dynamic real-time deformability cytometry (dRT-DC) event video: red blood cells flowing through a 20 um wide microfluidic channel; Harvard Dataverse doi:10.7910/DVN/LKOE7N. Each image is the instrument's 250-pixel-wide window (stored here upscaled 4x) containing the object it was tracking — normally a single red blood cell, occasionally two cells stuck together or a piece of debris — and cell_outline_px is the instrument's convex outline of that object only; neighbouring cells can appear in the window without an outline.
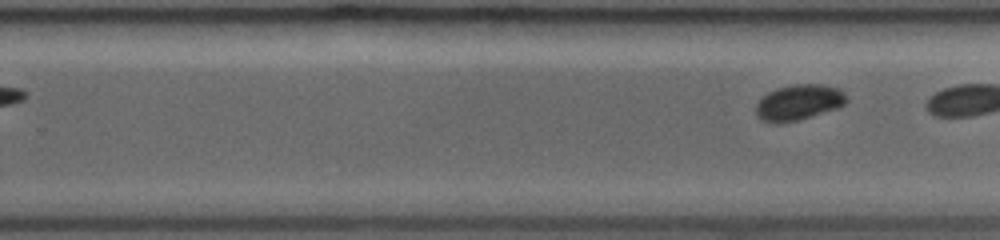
{"species": "common noctule bat (a hibernating species)", "species_latin": "Nyctalus noctula", "temperature_condition": "room temperature", "stored_images_in_passage": 18, "segment_of_instrument_passage": [2, 2], "camera_frame_rate_fps": 3000, "um_per_image_px": 0.085, "animal": {"sex": "female", "body_mass_g": 19.0, "forearm_length_mm": 53.3}, "frame": {"image": 1, "passage_image": 18, "time_ms": 8.667, "image_size_px": [1000, 240], "cell_outline_px": [[848, 100], [840, 108], [796, 120], [776, 124], [772, 124], [760, 120], [756, 116], [756, 104], [768, 92], [776, 88], [792, 84], [824, 84], [840, 88], [844, 92]], "centroid_in_image_um": [67.9, 8.7], "position_along_channel_um": 261.9, "area_um2": 19.07}}